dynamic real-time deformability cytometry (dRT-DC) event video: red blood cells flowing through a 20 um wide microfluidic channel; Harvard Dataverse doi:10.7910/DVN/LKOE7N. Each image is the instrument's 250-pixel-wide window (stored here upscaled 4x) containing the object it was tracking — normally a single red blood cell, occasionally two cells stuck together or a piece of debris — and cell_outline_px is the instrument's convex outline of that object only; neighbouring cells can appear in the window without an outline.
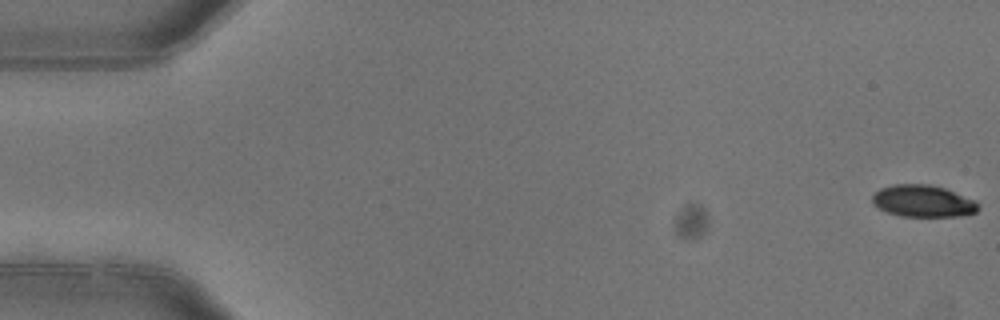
{"species": "common noctule bat (a hibernating species)", "species_latin": "Nyctalus noctula", "temperature_condition": "warm", "stored_images_in_passage": 4, "camera_frame_rate_fps": 3000, "um_per_image_px": 0.085, "animal": {"sex": "female"}, "frame": {"image": 1, "passage_image": 1, "time_ms": 0.0, "image_size_px": [1000, 320], "cell_outline_px": [[980, 208], [976, 212], [964, 216], [900, 216], [888, 212], [872, 204], [872, 196], [880, 188], [892, 184], [928, 184], [944, 188], [976, 200], [980, 204]], "centroid_in_image_um": [78.48, 17.09], "position_along_channel_um": 6.5, "area_um2": 19.83}}
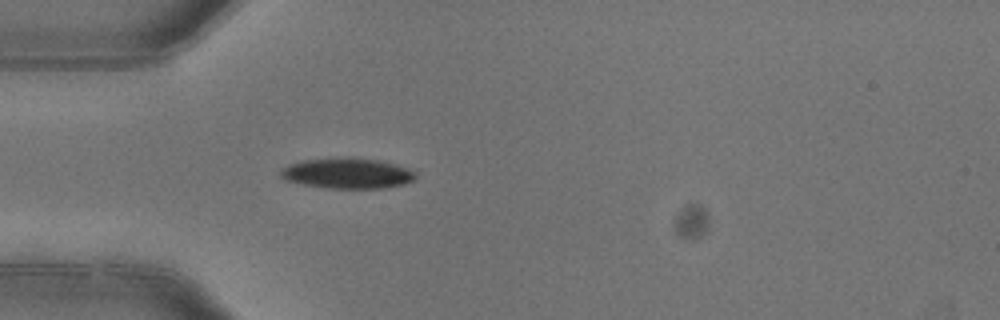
{"frame": {"image": 2, "passage_image": 4, "time_ms": 1.0, "image_size_px": [1000, 320], "cell_outline_px": [[416, 176], [412, 180], [404, 184], [384, 188], [328, 188], [304, 184], [284, 180], [280, 176], [280, 168], [288, 164], [304, 160], [376, 160], [408, 168], [416, 172]], "centroid_in_image_um": [29.5, 14.77], "position_along_channel_um": 55.5, "area_um2": 23.0}}